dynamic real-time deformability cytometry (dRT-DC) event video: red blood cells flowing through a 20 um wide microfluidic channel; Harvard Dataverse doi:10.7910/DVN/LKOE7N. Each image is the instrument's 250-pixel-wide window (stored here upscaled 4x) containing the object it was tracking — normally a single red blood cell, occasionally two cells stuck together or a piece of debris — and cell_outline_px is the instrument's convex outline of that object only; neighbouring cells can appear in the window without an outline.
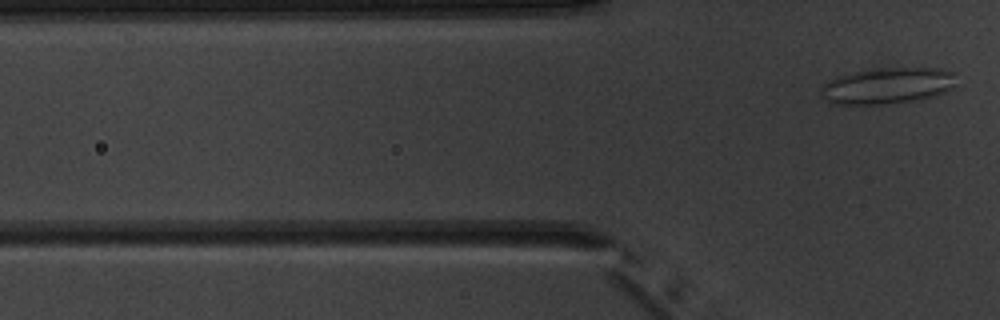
{"species": "common noctule bat (a hibernating species)", "species_latin": "Nyctalus noctula", "temperature_condition": "warm", "stored_images_in_passage": 4, "camera_frame_rate_fps": 3000, "um_per_image_px": 0.085, "animal": {"sex": "male", "body_mass_g": 20.1, "forearm_length_mm": 53.5}, "frame": {"image": 1, "passage_image": 4, "time_ms": 5.667, "image_size_px": [1000, 320], "cell_outline_px": [[956, 88], [920, 100], [864, 108], [836, 104], [828, 100], [820, 92], [820, 88], [828, 80], [836, 76], [852, 72], [876, 68], [940, 68], [956, 72]], "centroid_in_image_um": [75.44, 7.32], "position_along_channel_um": 50.4, "area_um2": 29.82}}